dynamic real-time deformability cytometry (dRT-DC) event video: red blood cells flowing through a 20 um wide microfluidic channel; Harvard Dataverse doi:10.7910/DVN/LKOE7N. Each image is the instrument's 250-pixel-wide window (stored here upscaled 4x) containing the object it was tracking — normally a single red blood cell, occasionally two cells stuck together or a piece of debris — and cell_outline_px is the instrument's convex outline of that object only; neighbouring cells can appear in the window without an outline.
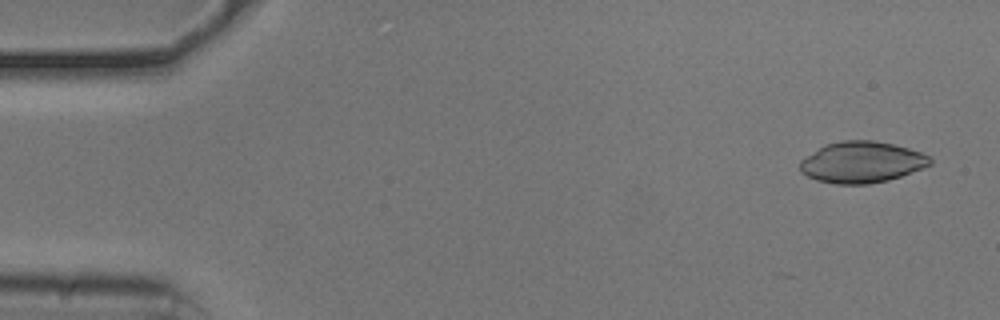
{"species": "common noctule bat (a hibernating species)", "species_latin": "Nyctalus noctula", "temperature_condition": "cold", "stored_images_in_passage": 41, "camera_frame_rate_fps": 3000, "um_per_image_px": 0.085, "animal": {"sex": "male", "body_mass_g": 20.5, "forearm_length_mm": 52.5}, "frame": {"image": 1, "passage_image": 3, "time_ms": 0.667, "image_size_px": [1000, 320], "cell_outline_px": [[932, 164], [900, 176], [888, 180], [868, 184], [836, 184], [816, 180], [800, 172], [800, 160], [824, 144], [844, 140], [872, 140], [892, 144], [908, 148], [920, 152], [928, 156], [932, 160]], "centroid_in_image_um": [73.21, 13.78], "position_along_channel_um": 11.8, "area_um2": 31.15}}